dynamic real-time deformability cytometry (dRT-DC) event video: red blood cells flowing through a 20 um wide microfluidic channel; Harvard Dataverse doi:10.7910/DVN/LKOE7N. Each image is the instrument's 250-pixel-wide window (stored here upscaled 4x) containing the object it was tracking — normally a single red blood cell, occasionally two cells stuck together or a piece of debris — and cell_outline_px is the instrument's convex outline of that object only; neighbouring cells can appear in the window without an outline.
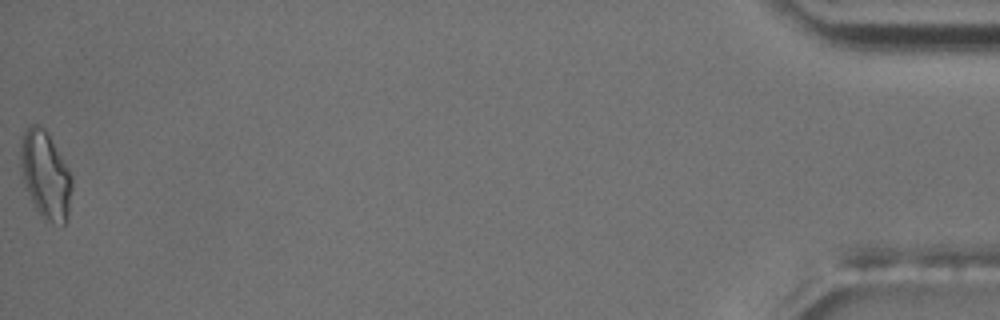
{"species": "common noctule bat (a hibernating species)", "species_latin": "Nyctalus noctula", "temperature_condition": "room temperature", "stored_images_in_passage": 55, "camera_frame_rate_fps": 3000, "um_per_image_px": 0.085, "animal": {"sex": "male", "body_mass_g": 17.5, "forearm_length_mm": 52.3}, "frame": {"image": 1, "passage_image": 55, "time_ms": 18.0, "image_size_px": [1000, 320], "cell_outline_px": [[72, 188], [68, 212], [64, 224], [44, 220], [36, 208], [28, 192], [20, 164], [20, 140], [24, 128], [32, 124], [36, 124], [44, 128], [48, 132], [68, 168], [72, 176]], "centroid_in_image_um": [3.86, 14.8], "position_along_channel_um": 431.3, "area_um2": 25.95}, "authors_computed_cell_mechanics": {"area_um2": 19.4208, "velocity_mm_per_s": 3.6802, "shape_relaxation_time_tau1_ms": null, "shape_relaxation_time_tau2_ms": 2.6737, "deformation_change_tau1": null, "deformation_change_tau2": 0.1031}}